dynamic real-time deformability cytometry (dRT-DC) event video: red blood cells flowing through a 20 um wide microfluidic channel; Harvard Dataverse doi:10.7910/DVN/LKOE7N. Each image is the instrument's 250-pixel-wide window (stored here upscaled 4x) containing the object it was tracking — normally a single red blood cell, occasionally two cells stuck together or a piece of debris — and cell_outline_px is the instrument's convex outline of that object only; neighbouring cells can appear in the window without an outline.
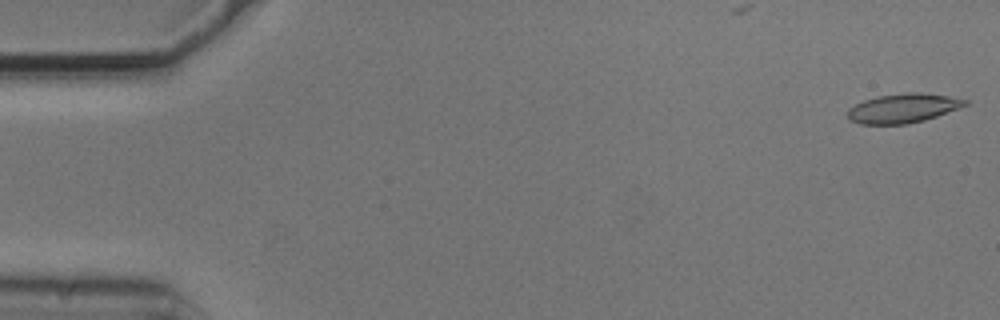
{"species": "common noctule bat (a hibernating species)", "species_latin": "Nyctalus noctula", "temperature_condition": "cold", "stored_images_in_passage": 8, "camera_frame_rate_fps": 3000, "um_per_image_px": 0.085, "animal": {"sex": "male", "body_mass_g": 20.5, "forearm_length_mm": 52.5}, "frame": {"image": 1, "passage_image": 1, "time_ms": 0.0, "image_size_px": [1000, 320], "cell_outline_px": [[968, 104], [936, 116], [924, 120], [908, 124], [860, 124], [848, 120], [848, 108], [864, 100], [880, 96], [908, 92], [920, 92], [948, 96], [968, 100]], "centroid_in_image_um": [76.73, 9.2], "position_along_channel_um": 8.3, "area_um2": 19.83}}